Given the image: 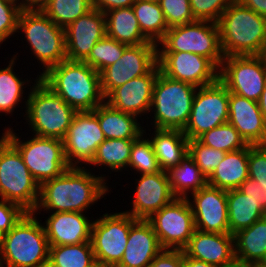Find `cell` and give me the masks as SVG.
Instances as JSON below:
<instances>
[{
  "label": "cell",
  "mask_w": 266,
  "mask_h": 267,
  "mask_svg": "<svg viewBox=\"0 0 266 267\" xmlns=\"http://www.w3.org/2000/svg\"><path fill=\"white\" fill-rule=\"evenodd\" d=\"M149 267H184V251L163 249Z\"/></svg>",
  "instance_id": "cell-48"
},
{
  "label": "cell",
  "mask_w": 266,
  "mask_h": 267,
  "mask_svg": "<svg viewBox=\"0 0 266 267\" xmlns=\"http://www.w3.org/2000/svg\"><path fill=\"white\" fill-rule=\"evenodd\" d=\"M248 178V146L227 152L224 159L207 179V184L223 189H238Z\"/></svg>",
  "instance_id": "cell-28"
},
{
  "label": "cell",
  "mask_w": 266,
  "mask_h": 267,
  "mask_svg": "<svg viewBox=\"0 0 266 267\" xmlns=\"http://www.w3.org/2000/svg\"><path fill=\"white\" fill-rule=\"evenodd\" d=\"M48 0H20L22 10H41Z\"/></svg>",
  "instance_id": "cell-51"
},
{
  "label": "cell",
  "mask_w": 266,
  "mask_h": 267,
  "mask_svg": "<svg viewBox=\"0 0 266 267\" xmlns=\"http://www.w3.org/2000/svg\"><path fill=\"white\" fill-rule=\"evenodd\" d=\"M230 92L218 79L197 88L188 123L183 133L188 140L197 139L204 132L228 123Z\"/></svg>",
  "instance_id": "cell-12"
},
{
  "label": "cell",
  "mask_w": 266,
  "mask_h": 267,
  "mask_svg": "<svg viewBox=\"0 0 266 267\" xmlns=\"http://www.w3.org/2000/svg\"><path fill=\"white\" fill-rule=\"evenodd\" d=\"M227 207L229 233L232 235L266 216V213L239 189L227 190Z\"/></svg>",
  "instance_id": "cell-33"
},
{
  "label": "cell",
  "mask_w": 266,
  "mask_h": 267,
  "mask_svg": "<svg viewBox=\"0 0 266 267\" xmlns=\"http://www.w3.org/2000/svg\"><path fill=\"white\" fill-rule=\"evenodd\" d=\"M235 258L266 265V216L234 234Z\"/></svg>",
  "instance_id": "cell-29"
},
{
  "label": "cell",
  "mask_w": 266,
  "mask_h": 267,
  "mask_svg": "<svg viewBox=\"0 0 266 267\" xmlns=\"http://www.w3.org/2000/svg\"><path fill=\"white\" fill-rule=\"evenodd\" d=\"M3 132L2 135L19 151L39 185L62 175L70 167L65 158L63 140L33 134L27 140H21L22 135L19 137L13 127H5Z\"/></svg>",
  "instance_id": "cell-8"
},
{
  "label": "cell",
  "mask_w": 266,
  "mask_h": 267,
  "mask_svg": "<svg viewBox=\"0 0 266 267\" xmlns=\"http://www.w3.org/2000/svg\"><path fill=\"white\" fill-rule=\"evenodd\" d=\"M160 72L197 88L219 79V68L208 58L187 52H157Z\"/></svg>",
  "instance_id": "cell-17"
},
{
  "label": "cell",
  "mask_w": 266,
  "mask_h": 267,
  "mask_svg": "<svg viewBox=\"0 0 266 267\" xmlns=\"http://www.w3.org/2000/svg\"><path fill=\"white\" fill-rule=\"evenodd\" d=\"M244 6L266 17V0H238Z\"/></svg>",
  "instance_id": "cell-50"
},
{
  "label": "cell",
  "mask_w": 266,
  "mask_h": 267,
  "mask_svg": "<svg viewBox=\"0 0 266 267\" xmlns=\"http://www.w3.org/2000/svg\"><path fill=\"white\" fill-rule=\"evenodd\" d=\"M105 140L93 111H77L63 139L65 158L70 167H87L98 146ZM84 165V166H82Z\"/></svg>",
  "instance_id": "cell-15"
},
{
  "label": "cell",
  "mask_w": 266,
  "mask_h": 267,
  "mask_svg": "<svg viewBox=\"0 0 266 267\" xmlns=\"http://www.w3.org/2000/svg\"><path fill=\"white\" fill-rule=\"evenodd\" d=\"M159 71V66L156 64L146 75L135 77L113 89L105 97V102L112 108L137 118L148 115Z\"/></svg>",
  "instance_id": "cell-20"
},
{
  "label": "cell",
  "mask_w": 266,
  "mask_h": 267,
  "mask_svg": "<svg viewBox=\"0 0 266 267\" xmlns=\"http://www.w3.org/2000/svg\"><path fill=\"white\" fill-rule=\"evenodd\" d=\"M138 219L124 211L105 213L92 223L91 244L96 262L116 267L124 255L130 227Z\"/></svg>",
  "instance_id": "cell-11"
},
{
  "label": "cell",
  "mask_w": 266,
  "mask_h": 267,
  "mask_svg": "<svg viewBox=\"0 0 266 267\" xmlns=\"http://www.w3.org/2000/svg\"><path fill=\"white\" fill-rule=\"evenodd\" d=\"M42 223L49 246L90 242L93 217L80 212H47ZM89 217V218H88ZM92 218V220H90Z\"/></svg>",
  "instance_id": "cell-22"
},
{
  "label": "cell",
  "mask_w": 266,
  "mask_h": 267,
  "mask_svg": "<svg viewBox=\"0 0 266 267\" xmlns=\"http://www.w3.org/2000/svg\"><path fill=\"white\" fill-rule=\"evenodd\" d=\"M260 56H261V58L263 59L265 65H266V42H265V44H264V47H263V50H262Z\"/></svg>",
  "instance_id": "cell-55"
},
{
  "label": "cell",
  "mask_w": 266,
  "mask_h": 267,
  "mask_svg": "<svg viewBox=\"0 0 266 267\" xmlns=\"http://www.w3.org/2000/svg\"><path fill=\"white\" fill-rule=\"evenodd\" d=\"M128 167L131 171L133 169L136 175L161 171L151 141L143 133L132 145Z\"/></svg>",
  "instance_id": "cell-39"
},
{
  "label": "cell",
  "mask_w": 266,
  "mask_h": 267,
  "mask_svg": "<svg viewBox=\"0 0 266 267\" xmlns=\"http://www.w3.org/2000/svg\"><path fill=\"white\" fill-rule=\"evenodd\" d=\"M184 267H217V266L209 264L204 261L193 259L191 257H188L184 253Z\"/></svg>",
  "instance_id": "cell-52"
},
{
  "label": "cell",
  "mask_w": 266,
  "mask_h": 267,
  "mask_svg": "<svg viewBox=\"0 0 266 267\" xmlns=\"http://www.w3.org/2000/svg\"><path fill=\"white\" fill-rule=\"evenodd\" d=\"M28 89L23 103L30 134L63 140L77 111L40 79Z\"/></svg>",
  "instance_id": "cell-5"
},
{
  "label": "cell",
  "mask_w": 266,
  "mask_h": 267,
  "mask_svg": "<svg viewBox=\"0 0 266 267\" xmlns=\"http://www.w3.org/2000/svg\"><path fill=\"white\" fill-rule=\"evenodd\" d=\"M184 253L217 267H227L235 258L234 235L195 230Z\"/></svg>",
  "instance_id": "cell-23"
},
{
  "label": "cell",
  "mask_w": 266,
  "mask_h": 267,
  "mask_svg": "<svg viewBox=\"0 0 266 267\" xmlns=\"http://www.w3.org/2000/svg\"><path fill=\"white\" fill-rule=\"evenodd\" d=\"M18 53L14 54L13 57H11L9 64L3 68H0V116L2 117L3 113L6 115H12L15 110V108L18 106V104L22 103L25 98V92L24 88L31 86L32 84H35L40 77L37 75L35 77L36 79L33 82H30V80L27 78L26 80L18 76V73L16 74L14 72V66L17 63L16 61ZM29 82V83H28ZM30 84V85H29ZM26 87H25V86ZM24 89V90H23ZM24 94V95H23ZM24 96V97H23ZM23 99V101H22ZM20 102V103H19ZM2 114V115H1Z\"/></svg>",
  "instance_id": "cell-31"
},
{
  "label": "cell",
  "mask_w": 266,
  "mask_h": 267,
  "mask_svg": "<svg viewBox=\"0 0 266 267\" xmlns=\"http://www.w3.org/2000/svg\"><path fill=\"white\" fill-rule=\"evenodd\" d=\"M105 139H137L143 133L140 118L118 111L106 102L95 109Z\"/></svg>",
  "instance_id": "cell-27"
},
{
  "label": "cell",
  "mask_w": 266,
  "mask_h": 267,
  "mask_svg": "<svg viewBox=\"0 0 266 267\" xmlns=\"http://www.w3.org/2000/svg\"><path fill=\"white\" fill-rule=\"evenodd\" d=\"M64 30L67 60L84 62L94 45L106 36L105 14L92 9Z\"/></svg>",
  "instance_id": "cell-21"
},
{
  "label": "cell",
  "mask_w": 266,
  "mask_h": 267,
  "mask_svg": "<svg viewBox=\"0 0 266 267\" xmlns=\"http://www.w3.org/2000/svg\"><path fill=\"white\" fill-rule=\"evenodd\" d=\"M197 140L205 146L224 152L244 149L248 146L240 133L230 123L217 126L204 132Z\"/></svg>",
  "instance_id": "cell-38"
},
{
  "label": "cell",
  "mask_w": 266,
  "mask_h": 267,
  "mask_svg": "<svg viewBox=\"0 0 266 267\" xmlns=\"http://www.w3.org/2000/svg\"><path fill=\"white\" fill-rule=\"evenodd\" d=\"M245 195H248L266 213V188L259 182L248 177L238 188Z\"/></svg>",
  "instance_id": "cell-47"
},
{
  "label": "cell",
  "mask_w": 266,
  "mask_h": 267,
  "mask_svg": "<svg viewBox=\"0 0 266 267\" xmlns=\"http://www.w3.org/2000/svg\"><path fill=\"white\" fill-rule=\"evenodd\" d=\"M167 174L176 198H188L207 185V178L189 153H186L179 164L170 168Z\"/></svg>",
  "instance_id": "cell-32"
},
{
  "label": "cell",
  "mask_w": 266,
  "mask_h": 267,
  "mask_svg": "<svg viewBox=\"0 0 266 267\" xmlns=\"http://www.w3.org/2000/svg\"><path fill=\"white\" fill-rule=\"evenodd\" d=\"M141 1H148L151 3H159L160 2V0H141Z\"/></svg>",
  "instance_id": "cell-56"
},
{
  "label": "cell",
  "mask_w": 266,
  "mask_h": 267,
  "mask_svg": "<svg viewBox=\"0 0 266 267\" xmlns=\"http://www.w3.org/2000/svg\"><path fill=\"white\" fill-rule=\"evenodd\" d=\"M187 199L192 208L197 230L229 233L226 190L207 184L199 191L192 193Z\"/></svg>",
  "instance_id": "cell-18"
},
{
  "label": "cell",
  "mask_w": 266,
  "mask_h": 267,
  "mask_svg": "<svg viewBox=\"0 0 266 267\" xmlns=\"http://www.w3.org/2000/svg\"><path fill=\"white\" fill-rule=\"evenodd\" d=\"M157 64V44L129 45L121 58L100 72L101 91L106 97L113 89L135 77L146 75Z\"/></svg>",
  "instance_id": "cell-16"
},
{
  "label": "cell",
  "mask_w": 266,
  "mask_h": 267,
  "mask_svg": "<svg viewBox=\"0 0 266 267\" xmlns=\"http://www.w3.org/2000/svg\"><path fill=\"white\" fill-rule=\"evenodd\" d=\"M217 23L225 57L261 55L266 42V17L233 0Z\"/></svg>",
  "instance_id": "cell-3"
},
{
  "label": "cell",
  "mask_w": 266,
  "mask_h": 267,
  "mask_svg": "<svg viewBox=\"0 0 266 267\" xmlns=\"http://www.w3.org/2000/svg\"><path fill=\"white\" fill-rule=\"evenodd\" d=\"M91 170L87 167H69L62 175L43 182L33 213L40 215L43 209V212L86 213L111 191L107 183L108 175H102L100 171L96 175Z\"/></svg>",
  "instance_id": "cell-1"
},
{
  "label": "cell",
  "mask_w": 266,
  "mask_h": 267,
  "mask_svg": "<svg viewBox=\"0 0 266 267\" xmlns=\"http://www.w3.org/2000/svg\"><path fill=\"white\" fill-rule=\"evenodd\" d=\"M136 0H91L93 9L106 13L113 9L132 7Z\"/></svg>",
  "instance_id": "cell-49"
},
{
  "label": "cell",
  "mask_w": 266,
  "mask_h": 267,
  "mask_svg": "<svg viewBox=\"0 0 266 267\" xmlns=\"http://www.w3.org/2000/svg\"><path fill=\"white\" fill-rule=\"evenodd\" d=\"M40 196V185L24 164L19 151L3 136L0 137V199L34 212Z\"/></svg>",
  "instance_id": "cell-9"
},
{
  "label": "cell",
  "mask_w": 266,
  "mask_h": 267,
  "mask_svg": "<svg viewBox=\"0 0 266 267\" xmlns=\"http://www.w3.org/2000/svg\"><path fill=\"white\" fill-rule=\"evenodd\" d=\"M196 90L197 87L171 79L159 71L149 111L150 118H153L152 128L183 131L190 117Z\"/></svg>",
  "instance_id": "cell-7"
},
{
  "label": "cell",
  "mask_w": 266,
  "mask_h": 267,
  "mask_svg": "<svg viewBox=\"0 0 266 267\" xmlns=\"http://www.w3.org/2000/svg\"><path fill=\"white\" fill-rule=\"evenodd\" d=\"M143 134L149 137L158 164L162 171L180 163L181 159L188 153V138L182 130L155 129L153 133L147 134L146 128Z\"/></svg>",
  "instance_id": "cell-26"
},
{
  "label": "cell",
  "mask_w": 266,
  "mask_h": 267,
  "mask_svg": "<svg viewBox=\"0 0 266 267\" xmlns=\"http://www.w3.org/2000/svg\"><path fill=\"white\" fill-rule=\"evenodd\" d=\"M131 210L124 211L133 218L147 220L153 213L171 203L176 197L166 171L140 174L135 180Z\"/></svg>",
  "instance_id": "cell-19"
},
{
  "label": "cell",
  "mask_w": 266,
  "mask_h": 267,
  "mask_svg": "<svg viewBox=\"0 0 266 267\" xmlns=\"http://www.w3.org/2000/svg\"><path fill=\"white\" fill-rule=\"evenodd\" d=\"M147 221L163 249L183 250L196 230L192 208L187 198H175L153 213Z\"/></svg>",
  "instance_id": "cell-13"
},
{
  "label": "cell",
  "mask_w": 266,
  "mask_h": 267,
  "mask_svg": "<svg viewBox=\"0 0 266 267\" xmlns=\"http://www.w3.org/2000/svg\"><path fill=\"white\" fill-rule=\"evenodd\" d=\"M104 14L107 37L128 46L151 42L142 34L132 7L113 9Z\"/></svg>",
  "instance_id": "cell-30"
},
{
  "label": "cell",
  "mask_w": 266,
  "mask_h": 267,
  "mask_svg": "<svg viewBox=\"0 0 266 267\" xmlns=\"http://www.w3.org/2000/svg\"><path fill=\"white\" fill-rule=\"evenodd\" d=\"M219 80L230 93L258 102L266 83V65L260 55L224 57Z\"/></svg>",
  "instance_id": "cell-14"
},
{
  "label": "cell",
  "mask_w": 266,
  "mask_h": 267,
  "mask_svg": "<svg viewBox=\"0 0 266 267\" xmlns=\"http://www.w3.org/2000/svg\"><path fill=\"white\" fill-rule=\"evenodd\" d=\"M157 52H187L210 59L218 68L224 59L218 23L196 20L171 27L157 44Z\"/></svg>",
  "instance_id": "cell-10"
},
{
  "label": "cell",
  "mask_w": 266,
  "mask_h": 267,
  "mask_svg": "<svg viewBox=\"0 0 266 267\" xmlns=\"http://www.w3.org/2000/svg\"><path fill=\"white\" fill-rule=\"evenodd\" d=\"M93 267H104V266H102V265H100V264H96L95 266H93Z\"/></svg>",
  "instance_id": "cell-58"
},
{
  "label": "cell",
  "mask_w": 266,
  "mask_h": 267,
  "mask_svg": "<svg viewBox=\"0 0 266 267\" xmlns=\"http://www.w3.org/2000/svg\"><path fill=\"white\" fill-rule=\"evenodd\" d=\"M21 11V7L16 3L0 0V45L8 41L12 35L15 37Z\"/></svg>",
  "instance_id": "cell-44"
},
{
  "label": "cell",
  "mask_w": 266,
  "mask_h": 267,
  "mask_svg": "<svg viewBox=\"0 0 266 267\" xmlns=\"http://www.w3.org/2000/svg\"><path fill=\"white\" fill-rule=\"evenodd\" d=\"M248 177L266 188V145H248Z\"/></svg>",
  "instance_id": "cell-45"
},
{
  "label": "cell",
  "mask_w": 266,
  "mask_h": 267,
  "mask_svg": "<svg viewBox=\"0 0 266 267\" xmlns=\"http://www.w3.org/2000/svg\"><path fill=\"white\" fill-rule=\"evenodd\" d=\"M127 46L105 36L94 45L91 53L84 62L100 73L109 65L117 62Z\"/></svg>",
  "instance_id": "cell-40"
},
{
  "label": "cell",
  "mask_w": 266,
  "mask_h": 267,
  "mask_svg": "<svg viewBox=\"0 0 266 267\" xmlns=\"http://www.w3.org/2000/svg\"><path fill=\"white\" fill-rule=\"evenodd\" d=\"M136 139H105L97 148L92 162L87 166H96L97 169H107L112 172L127 170L131 148ZM104 166V167H103ZM103 167V168H102ZM107 167V168H106ZM109 168V169H108Z\"/></svg>",
  "instance_id": "cell-34"
},
{
  "label": "cell",
  "mask_w": 266,
  "mask_h": 267,
  "mask_svg": "<svg viewBox=\"0 0 266 267\" xmlns=\"http://www.w3.org/2000/svg\"><path fill=\"white\" fill-rule=\"evenodd\" d=\"M97 264L90 242L49 246L48 267H93Z\"/></svg>",
  "instance_id": "cell-36"
},
{
  "label": "cell",
  "mask_w": 266,
  "mask_h": 267,
  "mask_svg": "<svg viewBox=\"0 0 266 267\" xmlns=\"http://www.w3.org/2000/svg\"><path fill=\"white\" fill-rule=\"evenodd\" d=\"M162 250L151 224L138 219L130 227L124 255L116 267H149Z\"/></svg>",
  "instance_id": "cell-25"
},
{
  "label": "cell",
  "mask_w": 266,
  "mask_h": 267,
  "mask_svg": "<svg viewBox=\"0 0 266 267\" xmlns=\"http://www.w3.org/2000/svg\"><path fill=\"white\" fill-rule=\"evenodd\" d=\"M92 9L91 0H48L41 11L57 26L66 28Z\"/></svg>",
  "instance_id": "cell-37"
},
{
  "label": "cell",
  "mask_w": 266,
  "mask_h": 267,
  "mask_svg": "<svg viewBox=\"0 0 266 267\" xmlns=\"http://www.w3.org/2000/svg\"><path fill=\"white\" fill-rule=\"evenodd\" d=\"M22 33L31 54L42 65L40 77L52 66L67 60L65 30L57 26L41 10H22L17 34Z\"/></svg>",
  "instance_id": "cell-6"
},
{
  "label": "cell",
  "mask_w": 266,
  "mask_h": 267,
  "mask_svg": "<svg viewBox=\"0 0 266 267\" xmlns=\"http://www.w3.org/2000/svg\"><path fill=\"white\" fill-rule=\"evenodd\" d=\"M40 80L76 111H93L105 102L100 73L85 62L62 61L42 74Z\"/></svg>",
  "instance_id": "cell-2"
},
{
  "label": "cell",
  "mask_w": 266,
  "mask_h": 267,
  "mask_svg": "<svg viewBox=\"0 0 266 267\" xmlns=\"http://www.w3.org/2000/svg\"><path fill=\"white\" fill-rule=\"evenodd\" d=\"M258 105H259V108L264 116V119L266 121V83H265V87H264V90L260 96V99L258 101Z\"/></svg>",
  "instance_id": "cell-54"
},
{
  "label": "cell",
  "mask_w": 266,
  "mask_h": 267,
  "mask_svg": "<svg viewBox=\"0 0 266 267\" xmlns=\"http://www.w3.org/2000/svg\"><path fill=\"white\" fill-rule=\"evenodd\" d=\"M132 9L142 34L149 41L158 44L169 29L159 3L136 0Z\"/></svg>",
  "instance_id": "cell-35"
},
{
  "label": "cell",
  "mask_w": 266,
  "mask_h": 267,
  "mask_svg": "<svg viewBox=\"0 0 266 267\" xmlns=\"http://www.w3.org/2000/svg\"><path fill=\"white\" fill-rule=\"evenodd\" d=\"M263 265L252 262H243L241 260L235 259L227 267H262Z\"/></svg>",
  "instance_id": "cell-53"
},
{
  "label": "cell",
  "mask_w": 266,
  "mask_h": 267,
  "mask_svg": "<svg viewBox=\"0 0 266 267\" xmlns=\"http://www.w3.org/2000/svg\"><path fill=\"white\" fill-rule=\"evenodd\" d=\"M168 28L189 24L194 21L190 0H160Z\"/></svg>",
  "instance_id": "cell-42"
},
{
  "label": "cell",
  "mask_w": 266,
  "mask_h": 267,
  "mask_svg": "<svg viewBox=\"0 0 266 267\" xmlns=\"http://www.w3.org/2000/svg\"><path fill=\"white\" fill-rule=\"evenodd\" d=\"M188 153L207 179L226 155V152L205 146L197 139L188 141Z\"/></svg>",
  "instance_id": "cell-41"
},
{
  "label": "cell",
  "mask_w": 266,
  "mask_h": 267,
  "mask_svg": "<svg viewBox=\"0 0 266 267\" xmlns=\"http://www.w3.org/2000/svg\"><path fill=\"white\" fill-rule=\"evenodd\" d=\"M9 1H12V2H14V3H16L17 5L20 6V0H9Z\"/></svg>",
  "instance_id": "cell-57"
},
{
  "label": "cell",
  "mask_w": 266,
  "mask_h": 267,
  "mask_svg": "<svg viewBox=\"0 0 266 267\" xmlns=\"http://www.w3.org/2000/svg\"><path fill=\"white\" fill-rule=\"evenodd\" d=\"M26 213L20 205L0 199V237L8 233Z\"/></svg>",
  "instance_id": "cell-46"
},
{
  "label": "cell",
  "mask_w": 266,
  "mask_h": 267,
  "mask_svg": "<svg viewBox=\"0 0 266 267\" xmlns=\"http://www.w3.org/2000/svg\"><path fill=\"white\" fill-rule=\"evenodd\" d=\"M228 123L248 145H266V121L258 102L230 93Z\"/></svg>",
  "instance_id": "cell-24"
},
{
  "label": "cell",
  "mask_w": 266,
  "mask_h": 267,
  "mask_svg": "<svg viewBox=\"0 0 266 267\" xmlns=\"http://www.w3.org/2000/svg\"><path fill=\"white\" fill-rule=\"evenodd\" d=\"M41 219L27 212L0 237V261L3 267H48L49 244Z\"/></svg>",
  "instance_id": "cell-4"
},
{
  "label": "cell",
  "mask_w": 266,
  "mask_h": 267,
  "mask_svg": "<svg viewBox=\"0 0 266 267\" xmlns=\"http://www.w3.org/2000/svg\"><path fill=\"white\" fill-rule=\"evenodd\" d=\"M233 0H190L195 20L217 23Z\"/></svg>",
  "instance_id": "cell-43"
}]
</instances>
